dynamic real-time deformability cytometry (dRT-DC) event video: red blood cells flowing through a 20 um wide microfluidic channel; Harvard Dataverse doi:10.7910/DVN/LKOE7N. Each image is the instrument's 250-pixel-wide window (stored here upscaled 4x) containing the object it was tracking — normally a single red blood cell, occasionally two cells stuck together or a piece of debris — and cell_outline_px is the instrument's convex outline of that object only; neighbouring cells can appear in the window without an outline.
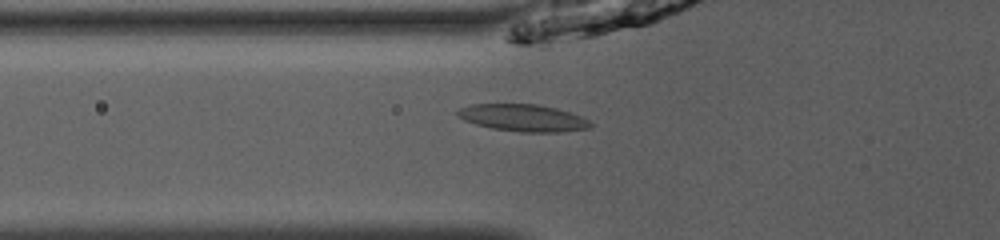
{"species": "common noctule bat (a hibernating species)", "species_latin": "Nyctalus noctula", "temperature_condition": "room temperature", "stored_images_in_passage": 34, "camera_frame_rate_fps": 3000, "um_per_image_px": 0.085, "animal": {"sex": "male", "body_mass_g": 13.0, "forearm_length_mm": 53.1}, "frame": {"image": 1, "passage_image": 2, "time_ms": 0.333, "image_size_px": [1000, 240], "cell_outline_px": [[592, 128], [560, 132], [520, 132], [492, 128], [476, 124], [464, 120], [456, 116], [456, 112], [460, 108], [472, 104], [536, 104], [556, 108], [580, 116], [588, 120], [592, 124]], "centroid_in_image_um": [44.45, 10.02], "position_along_channel_um": 81.4, "area_um2": 20.92}}
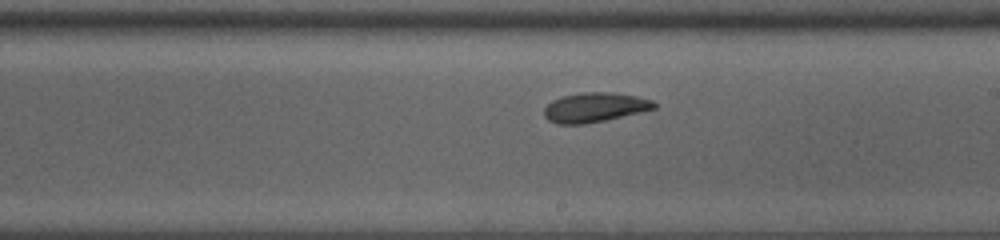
{"frame": {"image": 2, "passage_image": 14, "time_ms": 4.333, "image_size_px": [1000, 240], "cell_outline_px": [[656, 108], [640, 112], [604, 120], [584, 124], [556, 124], [548, 120], [544, 116], [544, 108], [552, 100], [560, 96], [580, 92], [616, 92], [636, 96], [652, 100], [656, 104]], "centroid_in_image_um": [50.52, 9.11], "position_along_channel_um": 238.5, "area_um2": 19.02}}
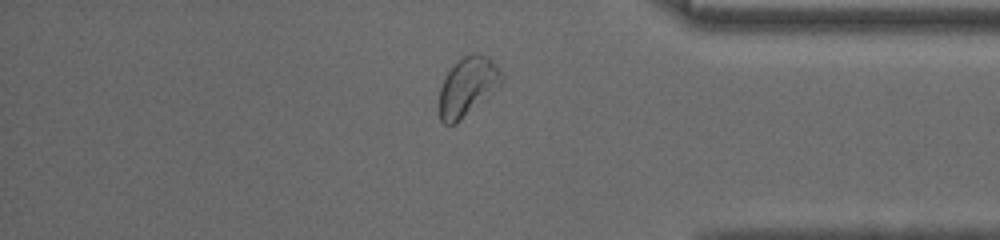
{"frame": {"image": 3, "passage_image": 27, "time_ms": 8.667, "image_size_px": [1000, 240], "cell_outline_px": [[504, 84], [500, 88], [456, 124], [444, 124], [440, 120], [440, 88], [448, 72], [464, 56], [472, 52], [476, 52], [488, 56], [492, 60], [504, 76]], "centroid_in_image_um": [39.81, 7.37], "position_along_channel_um": 395.4, "area_um2": 21.56}}